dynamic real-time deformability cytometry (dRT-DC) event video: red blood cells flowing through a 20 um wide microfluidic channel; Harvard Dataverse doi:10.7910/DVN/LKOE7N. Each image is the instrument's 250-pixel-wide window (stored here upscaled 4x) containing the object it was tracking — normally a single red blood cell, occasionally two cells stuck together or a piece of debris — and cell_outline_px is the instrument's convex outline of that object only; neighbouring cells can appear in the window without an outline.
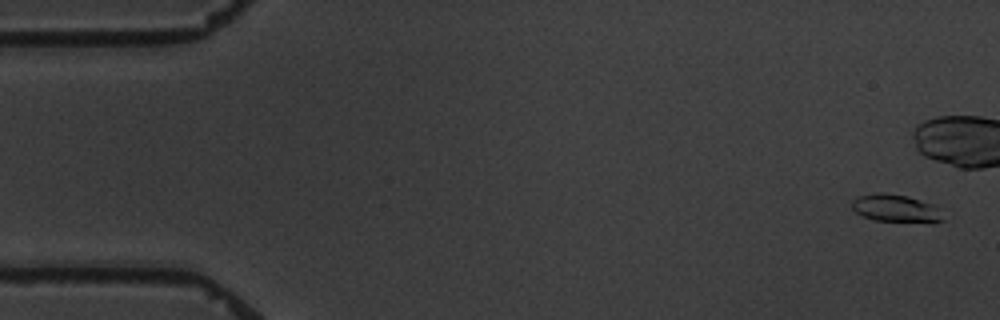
{"species": "common noctule bat (a hibernating species)", "species_latin": "Nyctalus noctula", "temperature_condition": "warm", "stored_images_in_passage": 6, "camera_frame_rate_fps": 3000, "um_per_image_px": 0.085, "animal": {"sex": "male", "body_mass_g": 19.5, "forearm_length_mm": 54.6}, "frame": {"image": 1, "passage_image": 1, "time_ms": 0.0, "image_size_px": [1000, 320], "cell_outline_px": [[944, 220], [932, 224], [876, 220], [864, 216], [856, 212], [852, 208], [852, 200], [860, 196], [876, 192], [880, 192], [908, 196], [932, 204], [936, 208]], "centroid_in_image_um": [76.16, 17.73], "position_along_channel_um": 8.8, "area_um2": 14.74}}